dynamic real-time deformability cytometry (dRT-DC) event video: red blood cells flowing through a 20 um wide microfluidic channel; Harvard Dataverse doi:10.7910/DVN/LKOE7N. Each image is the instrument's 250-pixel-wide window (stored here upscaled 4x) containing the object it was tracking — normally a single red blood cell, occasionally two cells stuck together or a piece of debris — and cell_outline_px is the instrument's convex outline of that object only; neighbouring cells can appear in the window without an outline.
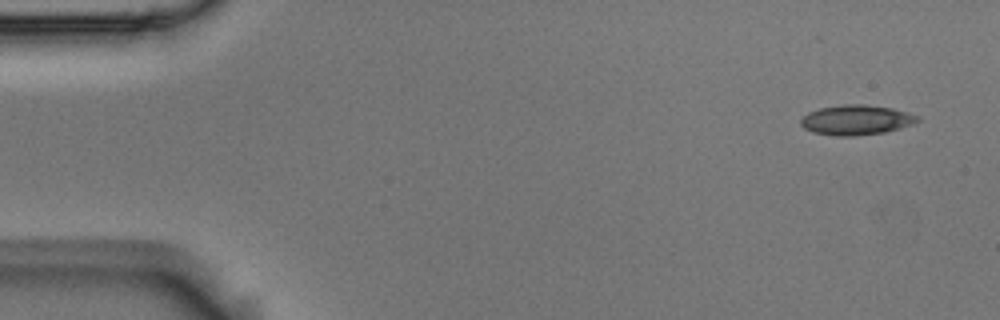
{"species": "Egyptian fruit bat (a non-hibernating species)", "species_latin": "Rousettus aegyptiacus", "temperature_condition": "room temperature", "stored_images_in_passage": 7, "camera_frame_rate_fps": 3000, "um_per_image_px": 0.085, "animal": {"sex": "male"}, "frame": {"image": 1, "passage_image": 1, "time_ms": 0.0, "image_size_px": [1000, 320], "cell_outline_px": [[920, 120], [916, 124], [884, 132], [852, 136], [836, 136], [812, 132], [804, 128], [800, 124], [800, 120], [808, 112], [820, 108], [844, 104], [864, 104], [892, 108], [920, 116]], "centroid_in_image_um": [72.8, 10.19], "position_along_channel_um": 12.2, "area_um2": 20.46}}
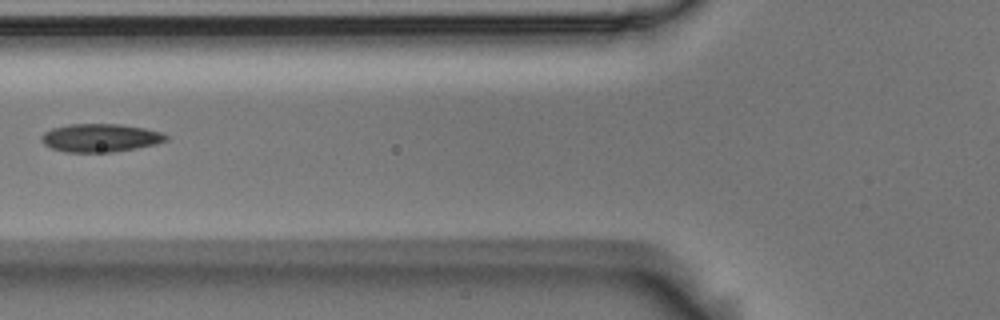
{"frame": {"image": 2, "passage_image": 6, "time_ms": 1.667, "image_size_px": [1000, 320], "cell_outline_px": [[168, 140], [156, 144], [136, 148], [112, 152], [64, 152], [52, 148], [44, 144], [40, 140], [40, 136], [44, 132], [52, 128], [68, 124], [120, 124], [144, 128], [160, 132], [168, 136]], "centroid_in_image_um": [8.5, 11.71], "position_along_channel_um": 117.3, "area_um2": 20.52}}
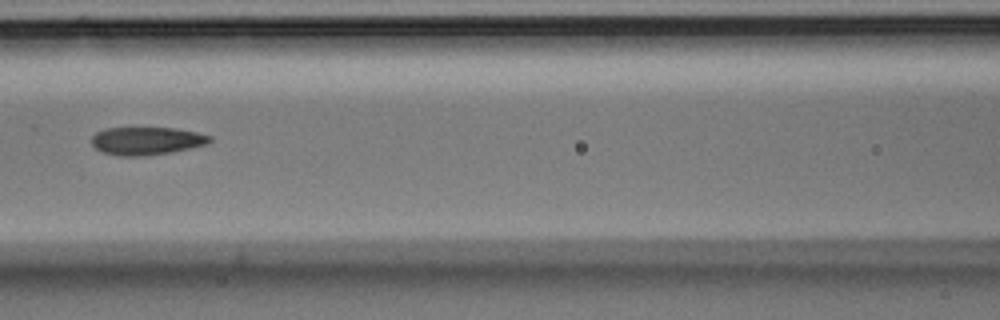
{"frame": {"image": 3, "passage_image": 7, "time_ms": 2.0, "image_size_px": [1000, 320], "cell_outline_px": [[212, 140], [208, 144], [172, 152], [148, 156], [116, 156], [104, 152], [96, 148], [92, 144], [92, 136], [96, 132], [108, 128], [176, 128], [196, 132], [212, 136]], "centroid_in_image_um": [12.49, 11.98], "position_along_channel_um": 154.1, "area_um2": 19.31}}